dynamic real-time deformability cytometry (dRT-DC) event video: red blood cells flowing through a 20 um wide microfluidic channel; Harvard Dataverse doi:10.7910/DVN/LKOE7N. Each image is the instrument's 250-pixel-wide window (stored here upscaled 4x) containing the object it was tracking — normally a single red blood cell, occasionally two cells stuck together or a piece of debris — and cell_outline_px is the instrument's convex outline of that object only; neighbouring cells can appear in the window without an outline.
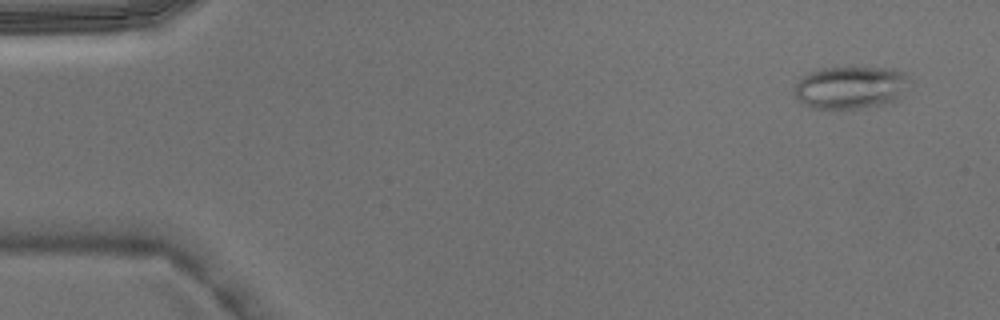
{"species": "Egyptian fruit bat (a non-hibernating species)", "species_latin": "Rousettus aegyptiacus", "temperature_condition": "warm", "stored_images_in_passage": 5, "camera_frame_rate_fps": 3000, "um_per_image_px": 0.085, "animal": {"sex": "male"}, "frame": {"image": 1, "passage_image": 1, "time_ms": 0.0, "image_size_px": [1000, 320], "cell_outline_px": [[912, 80], [900, 100], [892, 104], [860, 108], [812, 108], [796, 100], [792, 96], [792, 88], [808, 72], [820, 68], [852, 64], [892, 68], [908, 72]], "centroid_in_image_um": [72.38, 7.38], "position_along_channel_um": 12.6, "area_um2": 30.58}}